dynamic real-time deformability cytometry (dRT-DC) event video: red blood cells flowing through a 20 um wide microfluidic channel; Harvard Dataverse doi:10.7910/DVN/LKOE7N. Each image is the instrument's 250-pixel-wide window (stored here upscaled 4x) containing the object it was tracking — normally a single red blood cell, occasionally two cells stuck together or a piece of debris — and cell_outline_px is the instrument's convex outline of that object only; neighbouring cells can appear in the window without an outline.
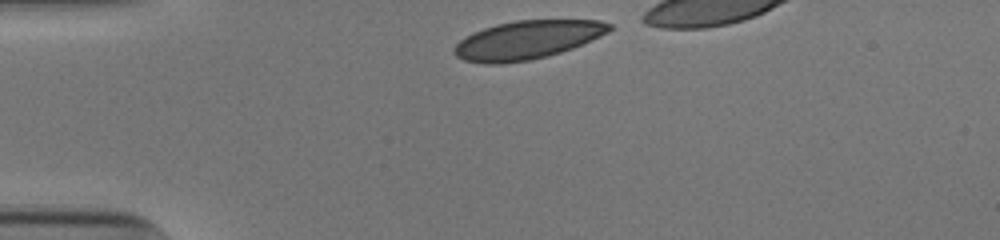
{"species": "human", "species_latin": "Homo sapiens", "temperature_condition": "cold", "stored_images_in_passage": 32, "camera_frame_rate_fps": 3000, "um_per_image_px": 0.085, "donor": {"sex": "male"}, "frame": {"image": 1, "passage_image": 1, "time_ms": 0.0, "image_size_px": [1000, 240], "cell_outline_px": [[612, 28], [608, 32], [592, 40], [572, 48], [548, 56], [528, 60], [500, 64], [484, 64], [464, 60], [456, 56], [452, 52], [452, 48], [460, 40], [484, 28], [496, 24], [516, 20], [600, 20], [612, 24]], "centroid_in_image_um": [44.81, 3.4], "position_along_channel_um": 40.2, "area_um2": 34.68}}
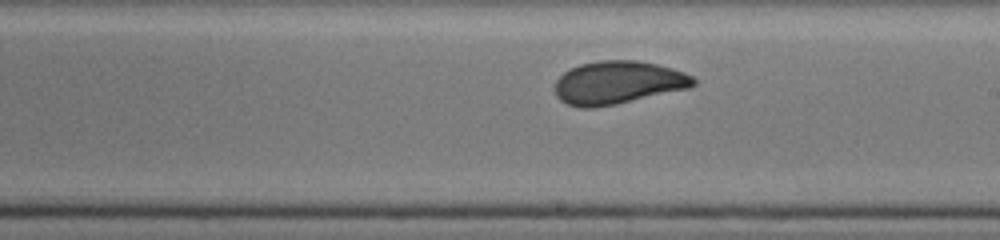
{"frame": {"image": 2, "passage_image": 19, "time_ms": 6.0, "image_size_px": [1000, 240], "cell_outline_px": [[696, 84], [692, 88], [616, 104], [592, 108], [580, 108], [568, 104], [560, 100], [556, 96], [556, 80], [564, 72], [580, 64], [600, 60], [636, 60], [656, 64], [672, 68], [684, 72], [692, 76], [696, 80]], "centroid_in_image_um": [52.56, 7.02], "position_along_channel_um": 236.4, "area_um2": 34.85}}
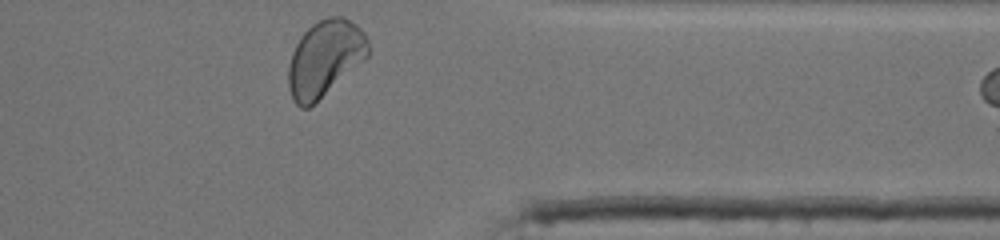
{"frame": {"image": 3, "passage_image": 31, "time_ms": 10.0, "image_size_px": [1000, 240], "cell_outline_px": [[368, 56], [364, 60], [308, 108], [300, 108], [292, 100], [288, 88], [288, 68], [292, 52], [300, 36], [312, 24], [324, 16], [340, 16], [356, 24], [368, 36]], "centroid_in_image_um": [27.59, 4.94], "position_along_channel_um": 383.8, "area_um2": 35.26}}